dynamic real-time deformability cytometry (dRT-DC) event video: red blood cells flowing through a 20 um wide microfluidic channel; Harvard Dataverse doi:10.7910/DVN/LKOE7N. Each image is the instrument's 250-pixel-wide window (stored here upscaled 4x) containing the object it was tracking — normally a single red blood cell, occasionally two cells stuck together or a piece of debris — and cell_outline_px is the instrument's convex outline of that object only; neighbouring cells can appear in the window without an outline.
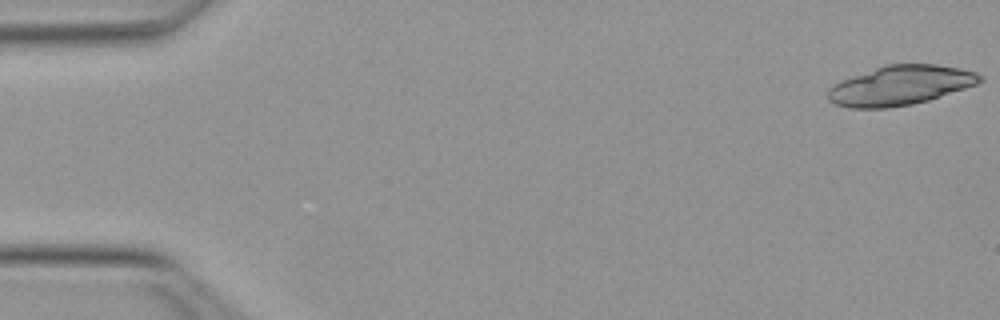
{"species": "Egyptian fruit bat (a non-hibernating species)", "species_latin": "Rousettus aegyptiacus", "temperature_condition": "warm", "stored_images_in_passage": 19, "camera_frame_rate_fps": 3000, "um_per_image_px": 0.085, "animal": {"sex": "female"}, "frame": {"image": 1, "passage_image": 1, "time_ms": 0.0, "image_size_px": [1000, 320], "cell_outline_px": [[984, 80], [976, 84], [928, 100], [912, 104], [888, 108], [848, 108], [836, 104], [828, 100], [828, 88], [832, 84], [840, 80], [884, 64], [936, 64], [960, 68], [976, 72], [984, 76]], "centroid_in_image_um": [76.5, 7.25], "position_along_channel_um": 8.5, "area_um2": 35.14}}